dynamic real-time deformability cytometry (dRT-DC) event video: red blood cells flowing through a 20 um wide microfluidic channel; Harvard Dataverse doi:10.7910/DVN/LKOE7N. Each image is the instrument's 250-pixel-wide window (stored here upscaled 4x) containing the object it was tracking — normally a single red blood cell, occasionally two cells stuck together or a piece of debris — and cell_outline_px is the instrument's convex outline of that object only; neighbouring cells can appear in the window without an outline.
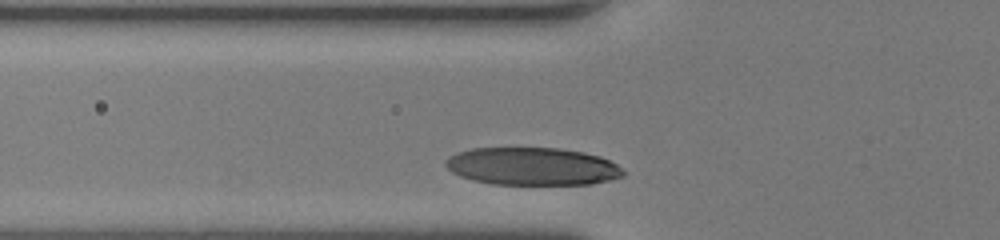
{"species": "human", "species_latin": "Homo sapiens", "temperature_condition": "room temperature", "stored_images_in_passage": 25, "camera_frame_rate_fps": 3000, "um_per_image_px": 0.085, "donor": {"sex": "female"}, "frame": {"image": 1, "passage_image": 3, "time_ms": 0.667, "image_size_px": [1000, 240], "cell_outline_px": [[624, 176], [612, 180], [592, 184], [492, 184], [472, 180], [460, 176], [452, 172], [444, 164], [444, 160], [456, 152], [472, 148], [560, 148], [584, 152], [600, 156], [616, 164], [624, 172]], "centroid_in_image_um": [45.24, 14.14], "position_along_channel_um": 80.6, "area_um2": 39.19}}
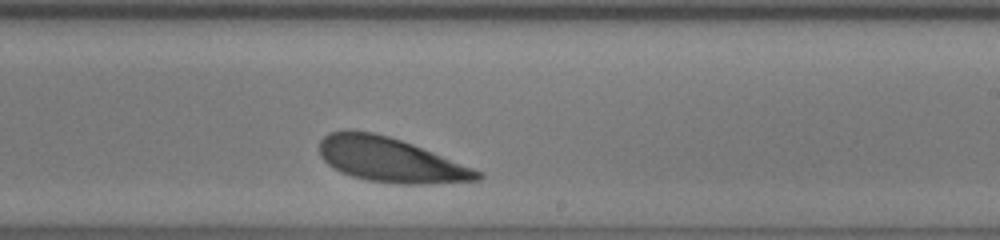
{"frame": {"image": 2, "passage_image": 16, "time_ms": 5.0, "image_size_px": [1000, 240], "cell_outline_px": [[484, 176], [480, 180], [428, 184], [396, 184], [364, 180], [340, 172], [332, 168], [320, 156], [320, 140], [328, 132], [348, 128], [372, 132], [388, 136], [412, 144], [472, 168], [480, 172]], "centroid_in_image_um": [33.11, 13.58], "position_along_channel_um": 255.9, "area_um2": 41.1}}
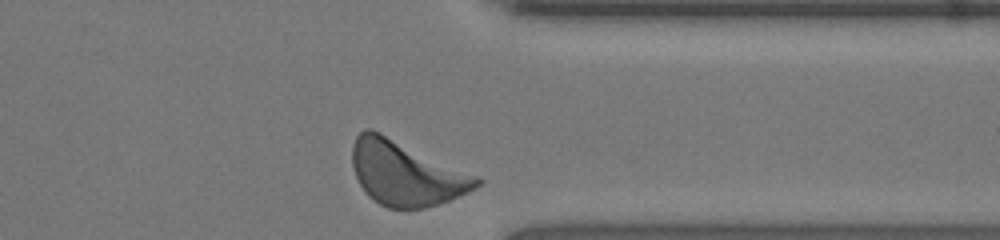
{"frame": {"image": 3, "passage_image": 25, "time_ms": 8.0, "image_size_px": [1000, 240], "cell_outline_px": [[484, 180], [476, 188], [468, 192], [448, 200], [424, 208], [388, 208], [380, 204], [368, 196], [364, 192], [356, 176], [352, 164], [352, 144], [356, 136], [364, 128], [372, 128], [476, 176]], "centroid_in_image_um": [34.45, 14.72], "position_along_channel_um": 376.9, "area_um2": 46.24}}